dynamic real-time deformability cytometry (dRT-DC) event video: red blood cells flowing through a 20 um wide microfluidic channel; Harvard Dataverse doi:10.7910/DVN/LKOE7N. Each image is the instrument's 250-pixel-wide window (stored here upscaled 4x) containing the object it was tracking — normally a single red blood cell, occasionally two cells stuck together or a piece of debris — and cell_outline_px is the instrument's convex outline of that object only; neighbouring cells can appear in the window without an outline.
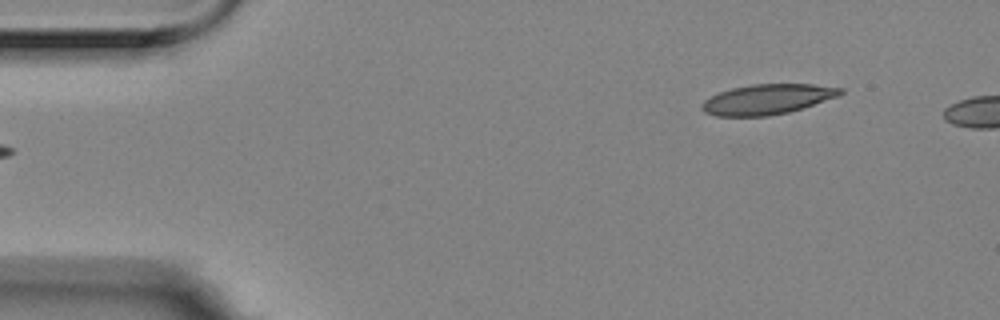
{"species": "Egyptian fruit bat (a non-hibernating species)", "species_latin": "Rousettus aegyptiacus", "temperature_condition": "room temperature", "stored_images_in_passage": 5, "segment_of_instrument_passage": [2, 2], "camera_frame_rate_fps": 3000, "um_per_image_px": 0.085, "animal": {"sex": "female"}, "frame": {"image": 1, "passage_image": 5, "time_ms": 1.333, "image_size_px": [1000, 320], "cell_outline_px": [[844, 92], [840, 96], [788, 112], [768, 116], [716, 116], [704, 112], [700, 108], [700, 104], [704, 100], [720, 92], [732, 88], [752, 84], [812, 84], [844, 88]], "centroid_in_image_um": [65.23, 8.44], "position_along_channel_um": 19.8, "area_um2": 24.33}}